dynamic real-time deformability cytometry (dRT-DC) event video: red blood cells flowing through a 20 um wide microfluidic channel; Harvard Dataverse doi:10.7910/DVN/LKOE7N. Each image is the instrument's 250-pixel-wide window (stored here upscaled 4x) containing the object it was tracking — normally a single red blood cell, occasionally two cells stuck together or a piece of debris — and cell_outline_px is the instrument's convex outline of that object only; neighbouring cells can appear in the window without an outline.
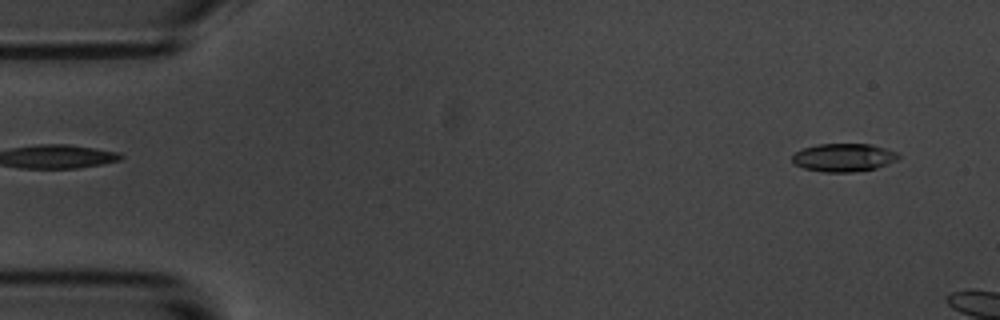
{"species": "common noctule bat (a hibernating species)", "species_latin": "Nyctalus noctula", "temperature_condition": "room temperature", "stored_images_in_passage": 12, "camera_frame_rate_fps": 3000, "um_per_image_px": 0.085, "animal": {"sex": "male", "body_mass_g": 20.1, "forearm_length_mm": 53.5}, "frame": {"image": 1, "passage_image": 3, "time_ms": 0.667, "image_size_px": [1000, 320], "cell_outline_px": [[900, 156], [896, 160], [888, 164], [876, 168], [852, 172], [824, 172], [804, 168], [796, 164], [792, 160], [792, 156], [800, 148], [816, 144], [872, 144], [896, 152]], "centroid_in_image_um": [71.69, 13.38], "position_along_channel_um": 13.3, "area_um2": 17.4}}